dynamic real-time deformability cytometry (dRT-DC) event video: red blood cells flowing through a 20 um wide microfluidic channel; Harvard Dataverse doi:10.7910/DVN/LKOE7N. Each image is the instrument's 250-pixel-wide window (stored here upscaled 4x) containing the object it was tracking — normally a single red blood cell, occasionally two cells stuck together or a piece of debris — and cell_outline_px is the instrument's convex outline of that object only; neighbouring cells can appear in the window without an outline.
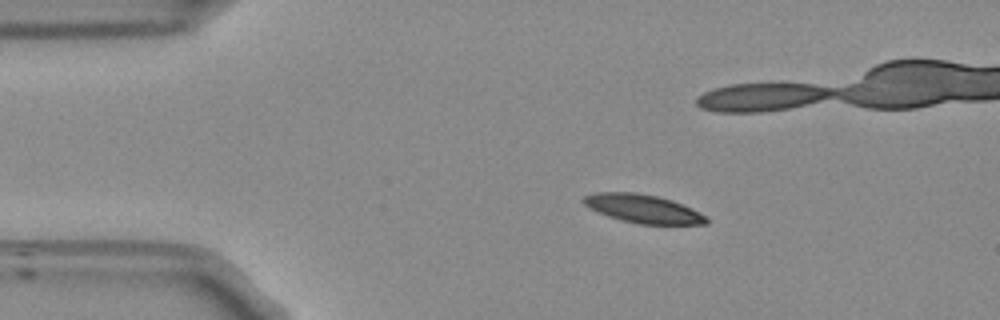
{"species": "Egyptian fruit bat (a non-hibernating species)", "species_latin": "Rousettus aegyptiacus", "temperature_condition": "room temperature", "stored_images_in_passage": 21, "camera_frame_rate_fps": 3000, "um_per_image_px": 0.085, "frame": {"image": 1, "passage_image": 1, "time_ms": 0.0, "image_size_px": [1000, 320], "cell_outline_px": [[708, 224], [640, 224], [608, 216], [584, 204], [584, 196], [596, 192], [636, 192], [656, 196], [672, 200], [692, 208], [708, 216]], "centroid_in_image_um": [54.73, 17.74], "position_along_channel_um": 30.3, "area_um2": 20.11}}
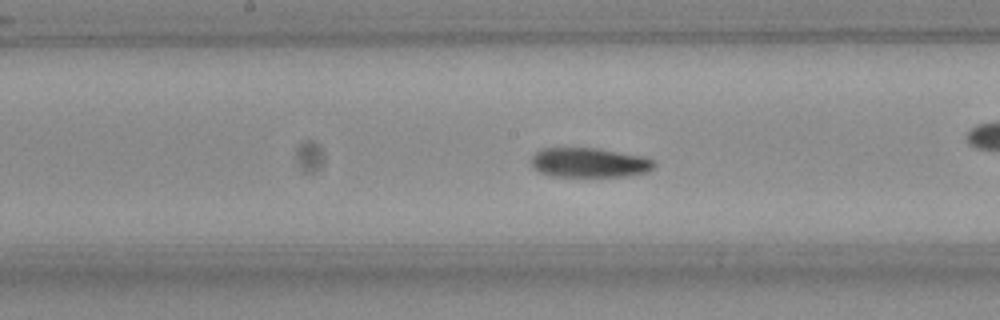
{"frame": {"image": 2, "passage_image": 18, "time_ms": 5.667, "image_size_px": [1000, 320], "cell_outline_px": [[656, 164], [648, 172], [624, 176], [552, 176], [540, 172], [532, 164], [532, 156], [536, 152], [544, 148], [596, 148], [640, 156], [652, 160]], "centroid_in_image_um": [50.08, 13.82], "position_along_channel_um": 198.1, "area_um2": 20.81}}
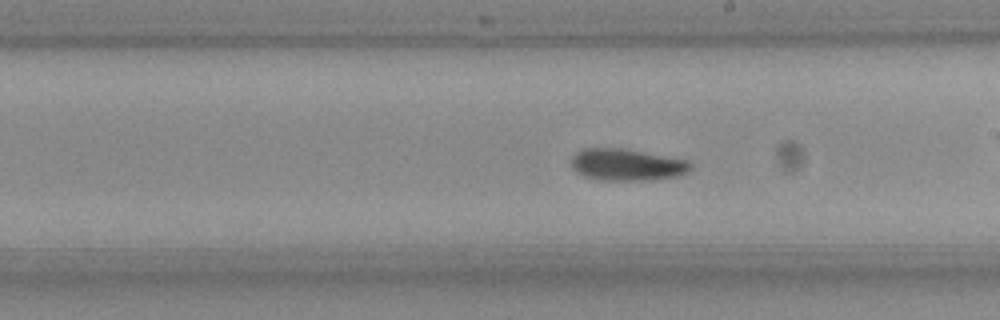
{"frame": {"image": 3, "passage_image": 21, "time_ms": 6.667, "image_size_px": [1000, 320], "cell_outline_px": [[692, 168], [688, 172], [680, 176], [652, 180], [600, 180], [584, 176], [576, 172], [572, 168], [572, 156], [576, 152], [584, 148], [620, 148], [684, 160], [692, 164]], "centroid_in_image_um": [53.26, 14.02], "position_along_channel_um": 235.7, "area_um2": 21.96}}